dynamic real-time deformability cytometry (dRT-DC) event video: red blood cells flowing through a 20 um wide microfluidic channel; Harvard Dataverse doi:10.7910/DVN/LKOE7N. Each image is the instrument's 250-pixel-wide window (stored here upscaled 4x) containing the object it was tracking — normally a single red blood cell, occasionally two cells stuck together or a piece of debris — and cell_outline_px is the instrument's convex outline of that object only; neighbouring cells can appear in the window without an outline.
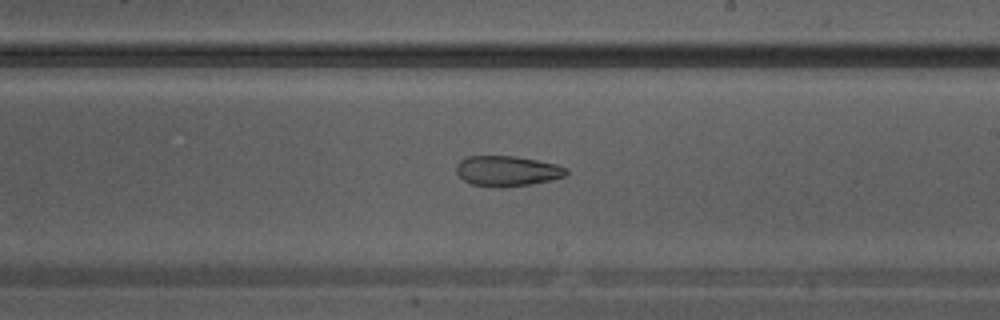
{"species": "Egyptian fruit bat (a non-hibernating species)", "species_latin": "Rousettus aegyptiacus", "temperature_condition": "warm", "stored_images_in_passage": 24, "camera_frame_rate_fps": 3000, "um_per_image_px": 0.085, "animal": {"sex": "male"}, "frame": {"image": 1, "passage_image": 12, "time_ms": 3.667, "image_size_px": [1000, 320], "cell_outline_px": [[568, 172], [564, 176], [532, 184], [500, 188], [472, 184], [464, 180], [456, 172], [456, 164], [464, 156], [516, 156], [556, 164], [568, 168]], "centroid_in_image_um": [43.08, 14.53], "position_along_channel_um": 245.9, "area_um2": 19.48}}